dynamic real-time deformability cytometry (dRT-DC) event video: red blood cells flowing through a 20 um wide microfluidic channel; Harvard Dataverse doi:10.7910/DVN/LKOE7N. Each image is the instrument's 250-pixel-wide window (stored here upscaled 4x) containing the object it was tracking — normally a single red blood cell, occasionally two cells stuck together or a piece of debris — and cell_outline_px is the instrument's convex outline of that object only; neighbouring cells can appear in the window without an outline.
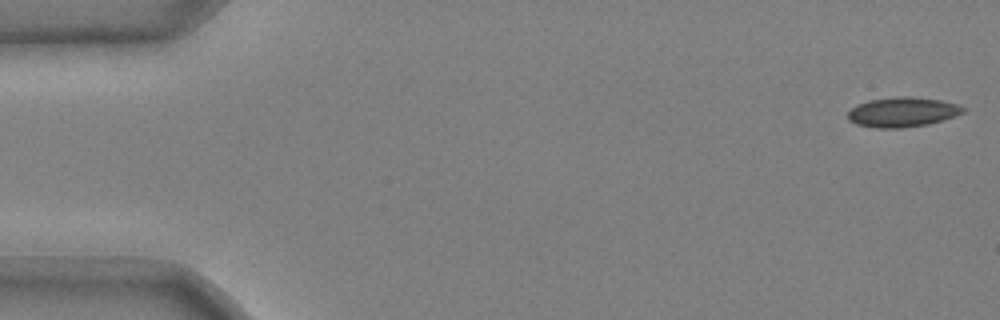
{"species": "common noctule bat (a hibernating species)", "species_latin": "Nyctalus noctula", "temperature_condition": "cold", "stored_images_in_passage": 8, "camera_frame_rate_fps": 3000, "um_per_image_px": 0.085, "animal": {"sex": "male", "body_mass_g": 20.4}, "frame": {"image": 1, "passage_image": 1, "time_ms": 0.0, "image_size_px": [1000, 320], "cell_outline_px": [[968, 108], [964, 112], [928, 124], [900, 128], [872, 128], [856, 124], [848, 120], [848, 112], [856, 104], [868, 100], [896, 96], [912, 96], [940, 100], [960, 104]], "centroid_in_image_um": [76.69, 9.51], "position_along_channel_um": 8.3, "area_um2": 20.17}}